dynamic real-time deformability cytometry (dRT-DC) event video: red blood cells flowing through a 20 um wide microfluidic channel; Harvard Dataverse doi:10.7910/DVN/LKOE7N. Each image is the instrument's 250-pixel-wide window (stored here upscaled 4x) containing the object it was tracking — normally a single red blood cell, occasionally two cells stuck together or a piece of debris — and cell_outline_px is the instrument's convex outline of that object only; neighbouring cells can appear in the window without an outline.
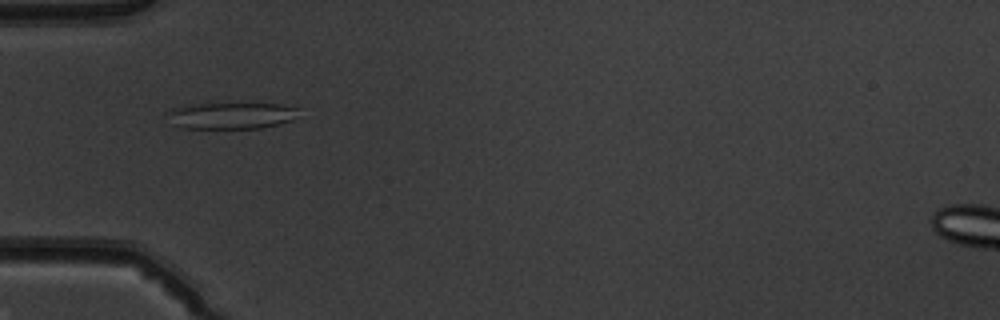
{"species": "common noctule bat (a hibernating species)", "species_latin": "Nyctalus noctula", "temperature_condition": "warm", "stored_images_in_passage": 35, "camera_frame_rate_fps": 3000, "um_per_image_px": 0.085, "animal": {"sex": "male", "body_mass_g": 19.5, "forearm_length_mm": 54.6}, "frame": {"image": 1, "passage_image": 1, "time_ms": 0.0, "image_size_px": [1000, 320], "cell_outline_px": [[300, 108], [292, 120], [280, 124], [264, 128], [184, 128], [172, 124], [164, 112], [172, 108], [184, 104], [280, 104]], "centroid_in_image_um": [19.6, 9.83], "position_along_channel_um": 65.4, "area_um2": 20.46}}
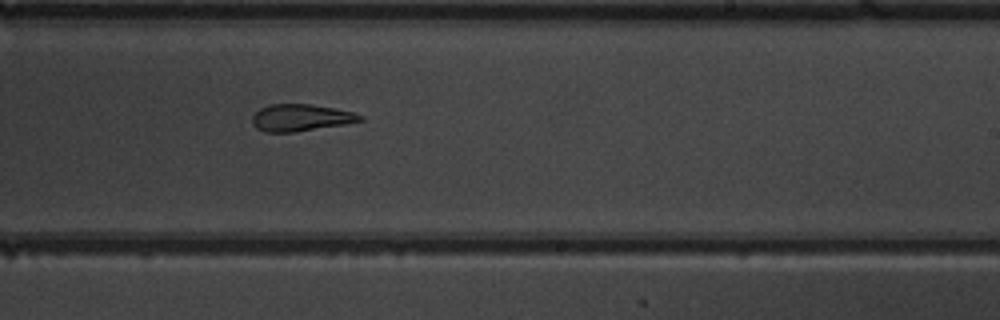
{"frame": {"image": 2, "passage_image": 16, "time_ms": 5.0, "image_size_px": [1000, 320], "cell_outline_px": [[364, 120], [344, 124], [292, 132], [264, 132], [256, 128], [252, 124], [252, 116], [260, 108], [268, 104], [312, 104], [352, 112], [364, 116]], "centroid_in_image_um": [25.52, 10.0], "position_along_channel_um": 263.5, "area_um2": 16.82}}
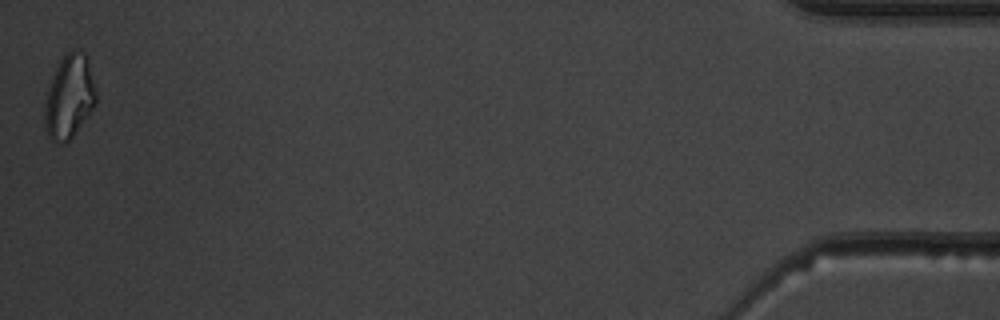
{"frame": {"image": 3, "passage_image": 35, "time_ms": 11.333, "image_size_px": [1000, 320], "cell_outline_px": [[96, 100], [92, 108], [72, 136], [64, 144], [52, 140], [48, 136], [44, 120], [44, 104], [48, 88], [52, 76], [60, 60], [68, 52], [76, 52], [88, 56], [96, 88]], "centroid_in_image_um": [5.88, 8.22], "position_along_channel_um": 429.3, "area_um2": 24.57}, "authors_computed_cell_mechanics": {"area_um2": 17.8602, "velocity_mm_per_s": 4.0022, "shape_relaxation_time_tau1_ms": null, "shape_relaxation_time_tau2_ms": 3.3277, "deformation_change_tau1": null, "deformation_change_tau2": 0.1296}}